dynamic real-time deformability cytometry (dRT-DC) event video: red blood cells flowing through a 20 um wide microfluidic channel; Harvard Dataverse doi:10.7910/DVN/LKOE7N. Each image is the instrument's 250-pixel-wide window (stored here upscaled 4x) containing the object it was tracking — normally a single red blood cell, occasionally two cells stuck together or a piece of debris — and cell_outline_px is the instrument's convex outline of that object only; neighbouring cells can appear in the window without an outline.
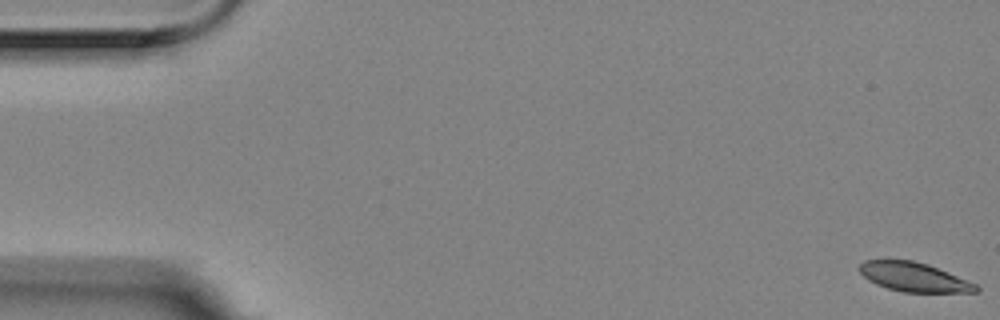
{"species": "Egyptian fruit bat (a non-hibernating species)", "species_latin": "Rousettus aegyptiacus", "temperature_condition": "room temperature", "stored_images_in_passage": 10, "camera_frame_rate_fps": 3000, "um_per_image_px": 0.085, "animal": {"sex": "female"}, "frame": {"image": 1, "passage_image": 1, "time_ms": 0.0, "image_size_px": [1000, 320], "cell_outline_px": [[980, 292], [904, 292], [888, 288], [876, 284], [868, 280], [860, 272], [860, 264], [864, 260], [912, 260], [928, 264], [948, 272], [976, 284], [980, 288]], "centroid_in_image_um": [77.7, 23.55], "position_along_channel_um": 7.3, "area_um2": 19.65}}
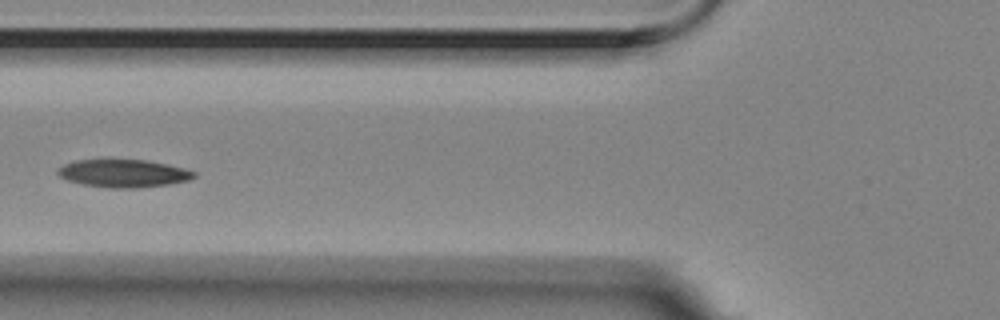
{"frame": {"image": 2, "passage_image": 6, "time_ms": 1.667, "image_size_px": [1000, 320], "cell_outline_px": [[196, 176], [188, 180], [168, 184], [136, 188], [112, 188], [84, 184], [68, 180], [60, 176], [56, 172], [64, 164], [76, 160], [104, 156], [148, 160], [168, 164], [184, 168], [196, 172]], "centroid_in_image_um": [10.47, 14.67], "position_along_channel_um": 115.3, "area_um2": 22.89}}
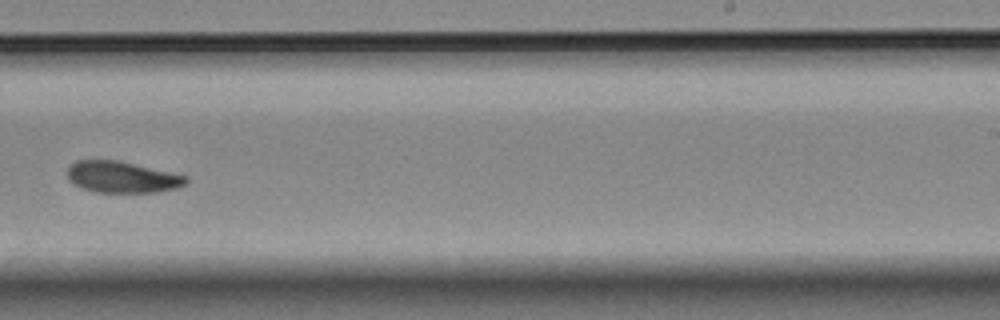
{"frame": {"image": 3, "passage_image": 10, "time_ms": 3.0, "image_size_px": [1000, 320], "cell_outline_px": [[188, 184], [176, 188], [156, 192], [96, 192], [84, 188], [68, 180], [68, 168], [76, 160], [116, 160], [188, 176]], "centroid_in_image_um": [10.4, 15.05], "position_along_channel_um": 278.6, "area_um2": 21.44}}